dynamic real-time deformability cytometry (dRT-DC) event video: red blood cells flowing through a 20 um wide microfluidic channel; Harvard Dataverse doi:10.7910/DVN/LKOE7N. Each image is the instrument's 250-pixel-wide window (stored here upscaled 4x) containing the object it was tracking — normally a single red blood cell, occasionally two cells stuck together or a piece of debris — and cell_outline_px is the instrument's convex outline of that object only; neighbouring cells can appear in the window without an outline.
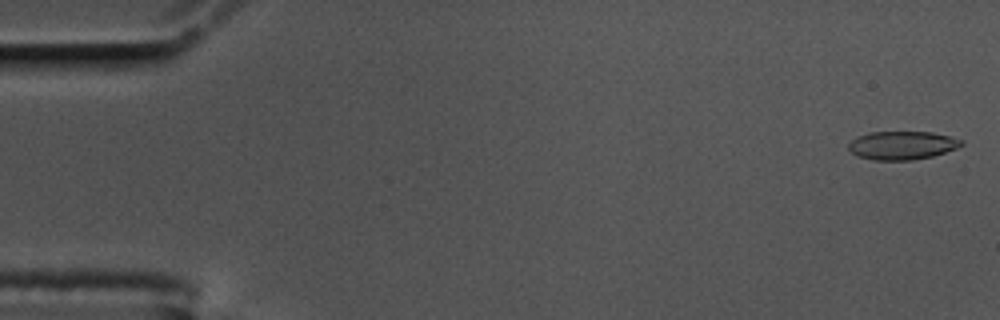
{"species": "common noctule bat (a hibernating species)", "species_latin": "Nyctalus noctula", "temperature_condition": "cold", "stored_images_in_passage": 7, "camera_frame_rate_fps": 3000, "um_per_image_px": 0.085, "animal": {"sex": "male", "body_mass_g": 17.5, "forearm_length_mm": 52.3}, "frame": {"image": 1, "passage_image": 2, "time_ms": 0.333, "image_size_px": [1000, 320], "cell_outline_px": [[964, 144], [956, 148], [932, 156], [912, 160], [872, 160], [856, 156], [848, 148], [848, 144], [856, 136], [868, 132], [932, 132], [952, 136], [964, 140]], "centroid_in_image_um": [76.67, 12.35], "position_along_channel_um": 8.3, "area_um2": 18.84}}